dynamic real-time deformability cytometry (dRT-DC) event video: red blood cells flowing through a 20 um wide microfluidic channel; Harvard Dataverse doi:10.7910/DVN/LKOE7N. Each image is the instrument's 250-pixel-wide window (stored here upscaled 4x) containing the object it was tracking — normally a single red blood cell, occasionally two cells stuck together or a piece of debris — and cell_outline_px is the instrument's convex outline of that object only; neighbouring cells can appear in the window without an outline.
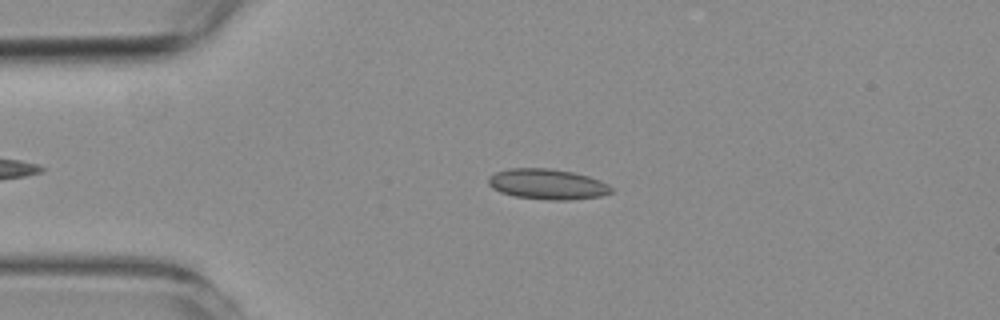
{"species": "common noctule bat (a hibernating species)", "species_latin": "Nyctalus noctula", "temperature_condition": "room temperature", "stored_images_in_passage": 48, "camera_frame_rate_fps": 3000, "um_per_image_px": 0.085, "animal": {"sex": "female", "body_mass_g": 19.3, "forearm_length_mm": 54.1}, "frame": {"image": 1, "passage_image": 11, "time_ms": 3.333, "image_size_px": [1000, 320], "cell_outline_px": [[612, 192], [600, 196], [572, 200], [548, 200], [512, 196], [500, 192], [492, 188], [488, 184], [488, 176], [496, 172], [508, 168], [548, 168], [572, 172], [588, 176], [600, 180], [608, 184], [612, 188]], "centroid_in_image_um": [46.5, 15.66], "position_along_channel_um": 38.5, "area_um2": 21.96}}
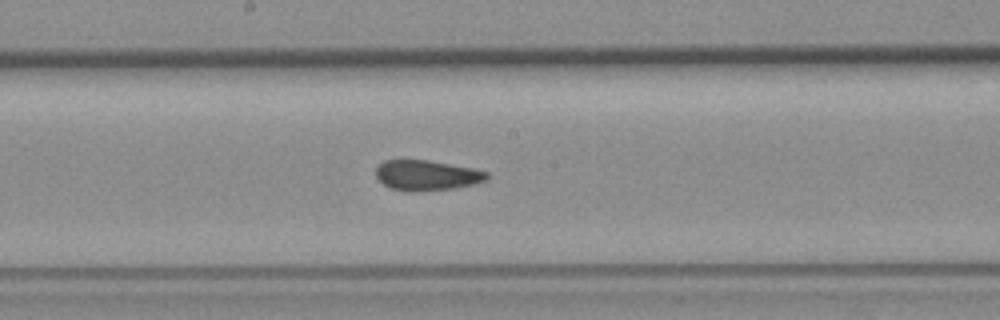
{"frame": {"image": 2, "passage_image": 27, "time_ms": 8.667, "image_size_px": [1000, 320], "cell_outline_px": [[488, 180], [476, 184], [452, 188], [416, 192], [408, 192], [392, 188], [384, 184], [376, 176], [376, 168], [384, 160], [428, 160], [472, 168], [488, 172]], "centroid_in_image_um": [36.29, 14.91], "position_along_channel_um": 211.9, "area_um2": 19.54}}
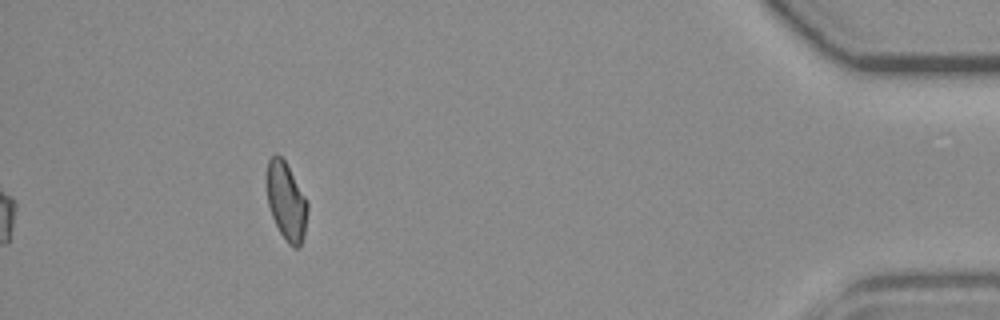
{"frame": {"image": 3, "passage_image": 48, "time_ms": 15.667, "image_size_px": [1000, 320], "cell_outline_px": [[308, 212], [304, 236], [300, 248], [292, 248], [284, 240], [272, 216], [268, 204], [264, 180], [264, 176], [268, 160], [276, 152], [284, 160], [304, 196], [308, 204]], "centroid_in_image_um": [24.29, 17.12], "position_along_channel_um": 410.9, "area_um2": 18.9}, "authors_computed_cell_mechanics": {"area_um2": 19.9988, "velocity_mm_per_s": 3.775, "shape_relaxation_time_tau1_ms": null, "shape_relaxation_time_tau2_ms": 2.3275, "deformation_change_tau1": null, "deformation_change_tau2": 0.0643}}